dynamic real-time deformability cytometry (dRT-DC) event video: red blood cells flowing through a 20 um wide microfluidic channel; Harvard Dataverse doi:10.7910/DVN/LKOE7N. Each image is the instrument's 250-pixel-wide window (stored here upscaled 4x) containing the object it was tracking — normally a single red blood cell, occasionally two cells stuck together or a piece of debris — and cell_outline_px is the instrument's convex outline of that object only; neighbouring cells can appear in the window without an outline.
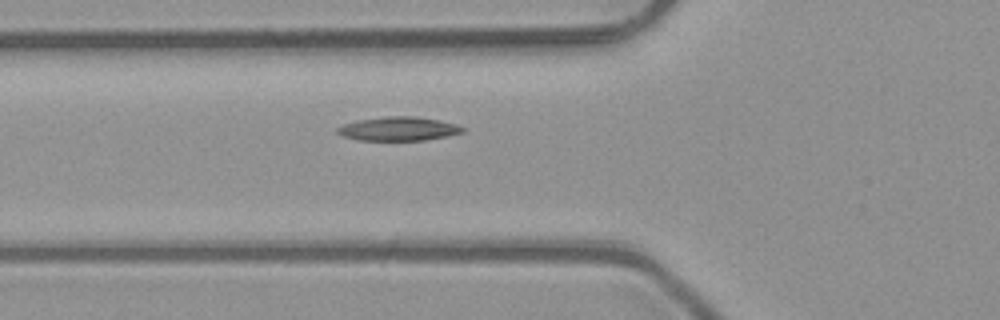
{"species": "common noctule bat (a hibernating species)", "species_latin": "Nyctalus noctula", "temperature_condition": "room temperature", "stored_images_in_passage": 6, "camera_frame_rate_fps": 3000, "um_per_image_px": 0.085, "animal": {"sex": "male", "body_mass_g": 23.1, "forearm_length_mm": 52.7}, "frame": {"image": 1, "passage_image": 6, "time_ms": 1.667, "image_size_px": [1000, 320], "cell_outline_px": [[468, 128], [464, 132], [448, 136], [424, 140], [356, 140], [344, 136], [336, 132], [336, 128], [344, 124], [356, 120], [388, 116], [416, 116], [440, 120], [456, 124]], "centroid_in_image_um": [33.91, 10.94], "position_along_channel_um": 91.9, "area_um2": 17.57}}